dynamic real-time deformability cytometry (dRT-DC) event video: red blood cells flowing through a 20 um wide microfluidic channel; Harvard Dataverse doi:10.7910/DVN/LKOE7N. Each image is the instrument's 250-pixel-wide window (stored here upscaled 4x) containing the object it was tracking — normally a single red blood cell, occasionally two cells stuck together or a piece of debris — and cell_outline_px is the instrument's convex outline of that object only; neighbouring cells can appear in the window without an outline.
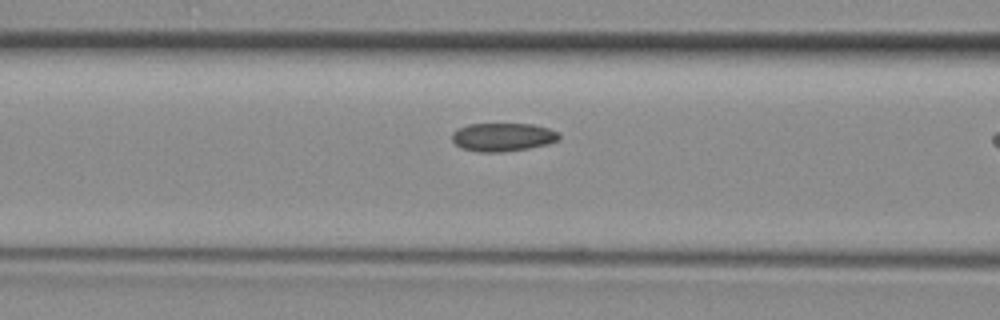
{"species": "common noctule bat (a hibernating species)", "species_latin": "Nyctalus noctula", "temperature_condition": "room temperature", "stored_images_in_passage": 11, "camera_frame_rate_fps": 3000, "um_per_image_px": 0.085, "animal": {"sex": "female", "body_mass_g": 29.2, "forearm_length_mm": 56.3}, "frame": {"image": 1, "passage_image": 10, "time_ms": 3.0, "image_size_px": [1000, 320], "cell_outline_px": [[560, 136], [556, 140], [548, 144], [528, 148], [500, 152], [480, 152], [460, 148], [452, 140], [452, 132], [468, 124], [532, 124], [548, 128], [556, 132]], "centroid_in_image_um": [42.7, 11.65], "position_along_channel_um": 123.9, "area_um2": 17.51}}